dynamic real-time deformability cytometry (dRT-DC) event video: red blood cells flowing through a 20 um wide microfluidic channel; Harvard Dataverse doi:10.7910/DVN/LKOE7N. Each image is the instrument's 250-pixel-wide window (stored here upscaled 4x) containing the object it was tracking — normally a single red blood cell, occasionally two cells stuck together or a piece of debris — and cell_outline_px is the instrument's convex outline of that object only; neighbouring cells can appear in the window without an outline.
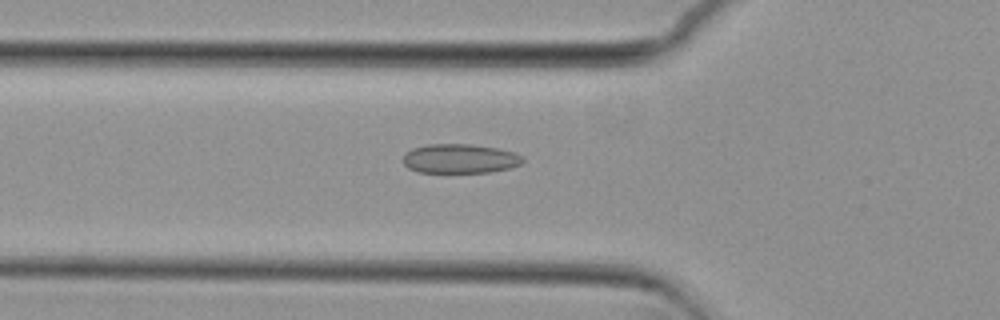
{"species": "common noctule bat (a hibernating species)", "species_latin": "Nyctalus noctula", "temperature_condition": "cold", "stored_images_in_passage": 31, "camera_frame_rate_fps": 3000, "um_per_image_px": 0.085, "animal": {"sex": "female", "body_mass_g": 29.2, "forearm_length_mm": 56.3}, "frame": {"image": 1, "passage_image": 4, "time_ms": 1.0, "image_size_px": [1000, 320], "cell_outline_px": [[524, 160], [520, 164], [512, 168], [488, 172], [420, 172], [408, 168], [404, 164], [404, 156], [412, 148], [428, 144], [472, 144], [496, 148], [516, 152], [524, 156]], "centroid_in_image_um": [39.15, 13.48], "position_along_channel_um": 86.7, "area_um2": 20.46}}
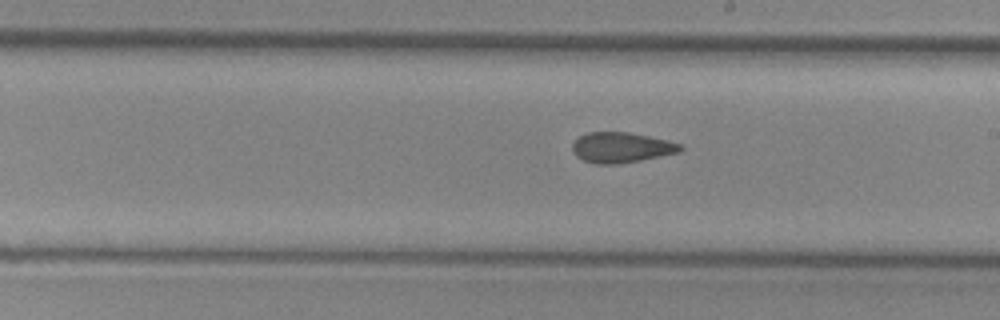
{"frame": {"image": 2, "passage_image": 16, "time_ms": 5.0, "image_size_px": [1000, 320], "cell_outline_px": [[684, 148], [680, 152], [620, 164], [596, 164], [584, 160], [576, 156], [572, 152], [572, 144], [580, 136], [588, 132], [628, 132], [668, 140], [680, 144]], "centroid_in_image_um": [52.8, 12.54], "position_along_channel_um": 236.2, "area_um2": 19.07}}
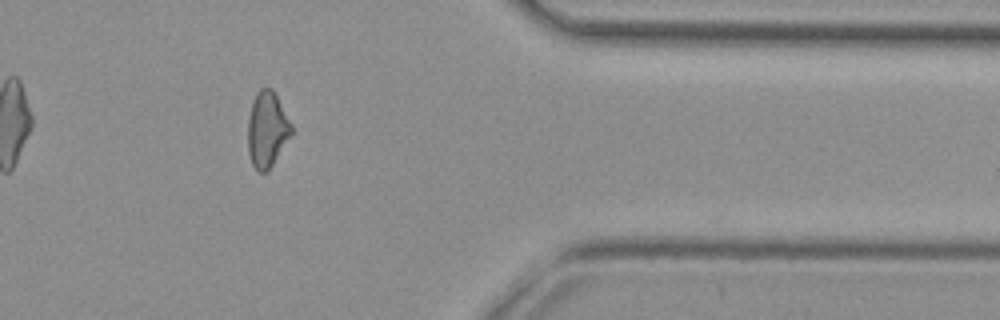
{"frame": {"image": 3, "passage_image": 30, "time_ms": 9.667, "image_size_px": [1000, 320], "cell_outline_px": [[292, 132], [272, 164], [264, 172], [256, 172], [252, 164], [248, 152], [248, 120], [252, 104], [256, 92], [260, 88], [272, 88], [292, 124]], "centroid_in_image_um": [22.68, 10.99], "position_along_channel_um": 388.7, "area_um2": 18.84}}